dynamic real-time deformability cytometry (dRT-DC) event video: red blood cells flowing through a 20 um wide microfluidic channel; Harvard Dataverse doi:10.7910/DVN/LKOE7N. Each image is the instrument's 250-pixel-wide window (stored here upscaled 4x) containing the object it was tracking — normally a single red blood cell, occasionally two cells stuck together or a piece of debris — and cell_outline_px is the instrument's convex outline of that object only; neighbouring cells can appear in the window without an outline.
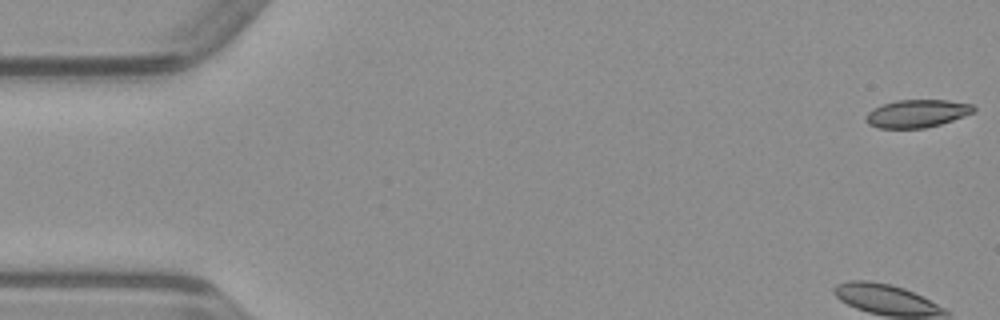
{"species": "common noctule bat (a hibernating species)", "species_latin": "Nyctalus noctula", "temperature_condition": "warm", "stored_images_in_passage": 49, "camera_frame_rate_fps": 3000, "um_per_image_px": 0.085, "animal": {"sex": "male", "body_mass_g": 23.1, "forearm_length_mm": 52.7}, "frame": {"image": 1, "passage_image": 1, "time_ms": 0.0, "image_size_px": [1000, 320], "cell_outline_px": [[976, 112], [940, 124], [924, 128], [876, 128], [868, 124], [864, 120], [864, 116], [872, 108], [896, 100], [948, 100], [972, 104], [976, 108]], "centroid_in_image_um": [77.93, 9.65], "position_along_channel_um": 7.1, "area_um2": 17.63}}